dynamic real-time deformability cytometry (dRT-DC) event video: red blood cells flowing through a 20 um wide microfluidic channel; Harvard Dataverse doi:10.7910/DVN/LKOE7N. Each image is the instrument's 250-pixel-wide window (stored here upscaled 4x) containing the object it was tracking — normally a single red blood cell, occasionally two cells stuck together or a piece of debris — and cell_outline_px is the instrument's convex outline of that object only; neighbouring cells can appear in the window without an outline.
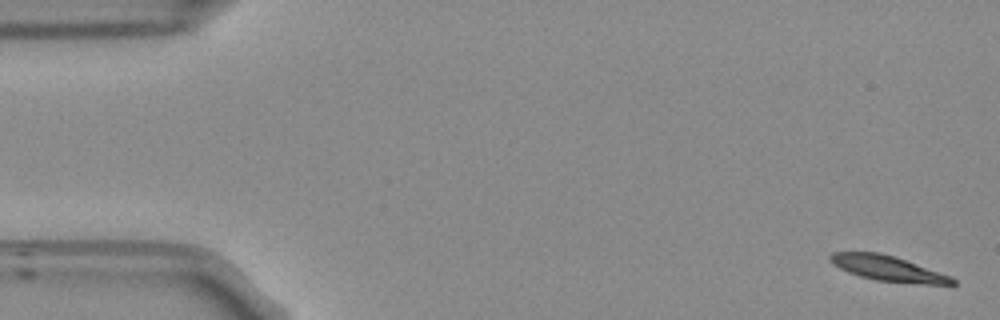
{"species": "Egyptian fruit bat (a non-hibernating species)", "species_latin": "Rousettus aegyptiacus", "temperature_condition": "room temperature", "stored_images_in_passage": 8, "segment_of_instrument_passage": [1, 2], "camera_frame_rate_fps": 3000, "um_per_image_px": 0.085, "frame": {"image": 1, "passage_image": 1, "time_ms": 0.0, "image_size_px": [1000, 320], "cell_outline_px": [[956, 284], [924, 284], [876, 280], [860, 276], [848, 272], [832, 264], [828, 260], [828, 256], [832, 252], [880, 252], [952, 276], [956, 280]], "centroid_in_image_um": [75.44, 22.81], "position_along_channel_um": 9.6, "area_um2": 17.8}}